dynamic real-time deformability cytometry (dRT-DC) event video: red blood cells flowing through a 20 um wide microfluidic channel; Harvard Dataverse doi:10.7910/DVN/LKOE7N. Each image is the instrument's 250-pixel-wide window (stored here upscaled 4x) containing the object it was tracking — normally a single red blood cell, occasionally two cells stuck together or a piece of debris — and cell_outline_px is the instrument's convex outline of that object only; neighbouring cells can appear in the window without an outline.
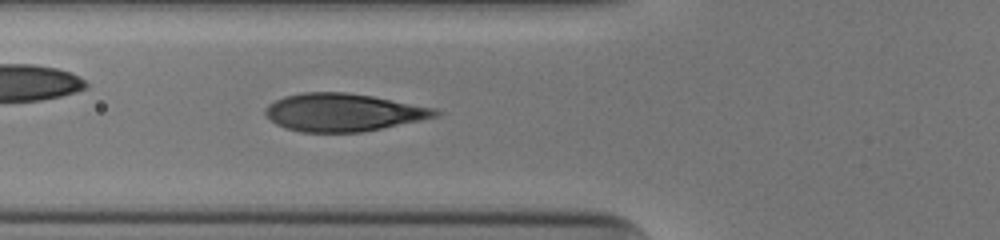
{"species": "human", "species_latin": "Homo sapiens", "temperature_condition": "cold", "stored_images_in_passage": 41, "camera_frame_rate_fps": 3000, "um_per_image_px": 0.085, "donor": {"sex": "male"}, "frame": {"image": 1, "passage_image": 11, "time_ms": 3.333, "image_size_px": [1000, 240], "cell_outline_px": [[440, 116], [364, 132], [300, 132], [284, 128], [276, 124], [264, 112], [264, 108], [268, 104], [284, 96], [304, 92], [344, 92], [372, 96], [436, 108], [440, 112]], "centroid_in_image_um": [29.17, 9.55], "position_along_channel_um": 96.6, "area_um2": 37.51}}
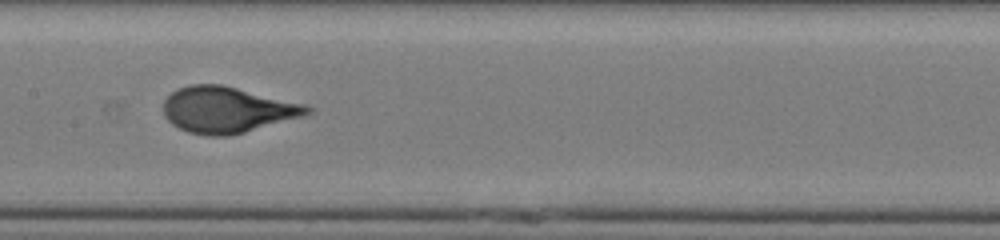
{"frame": {"image": 2, "passage_image": 18, "time_ms": 5.667, "image_size_px": [1000, 240], "cell_outline_px": [[312, 112], [304, 116], [244, 132], [228, 136], [208, 136], [188, 132], [172, 124], [164, 116], [164, 100], [172, 92], [188, 84], [220, 84], [304, 104], [312, 108]], "centroid_in_image_um": [19.29, 9.33], "position_along_channel_um": 188.1, "area_um2": 38.26}}
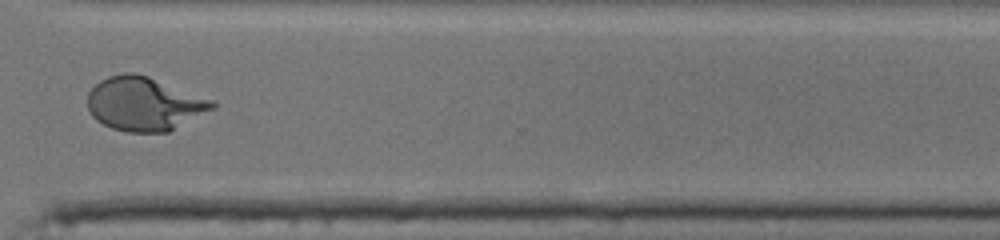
{"frame": {"image": 3, "passage_image": 31, "time_ms": 10.0, "image_size_px": [1000, 240], "cell_outline_px": [[220, 104], [216, 108], [168, 132], [128, 132], [112, 128], [96, 120], [92, 116], [88, 108], [88, 92], [100, 80], [108, 76], [124, 72], [132, 72], [148, 76], [216, 100]], "centroid_in_image_um": [12.31, 8.82], "position_along_channel_um": 358.3, "area_um2": 39.42}}